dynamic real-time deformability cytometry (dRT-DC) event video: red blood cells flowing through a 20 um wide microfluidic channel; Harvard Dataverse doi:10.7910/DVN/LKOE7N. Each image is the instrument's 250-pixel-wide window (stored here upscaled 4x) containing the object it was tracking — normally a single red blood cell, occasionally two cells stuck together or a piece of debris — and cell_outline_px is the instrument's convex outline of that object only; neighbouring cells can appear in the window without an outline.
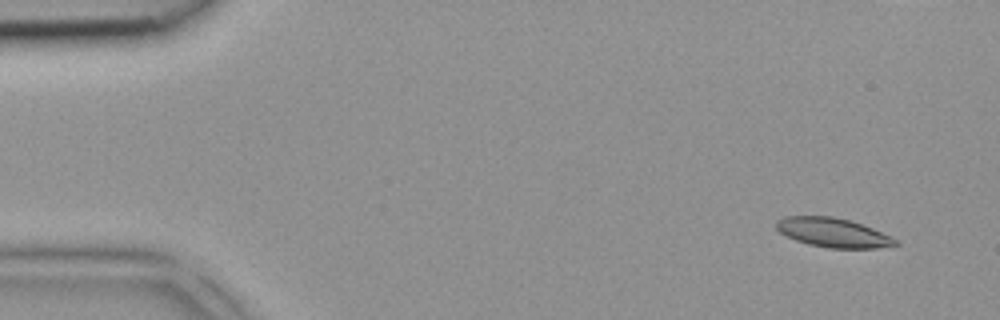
{"species": "common noctule bat (a hibernating species)", "species_latin": "Nyctalus noctula", "temperature_condition": "room temperature", "stored_images_in_passage": 5, "camera_frame_rate_fps": 3000, "um_per_image_px": 0.085, "animal": {"sex": "female", "body_mass_g": 18.4}, "frame": {"image": 1, "passage_image": 1, "time_ms": 0.0, "image_size_px": [1000, 320], "cell_outline_px": [[900, 244], [876, 248], [828, 248], [808, 244], [796, 240], [780, 232], [776, 228], [776, 220], [784, 216], [832, 216], [852, 220], [872, 228], [896, 240]], "centroid_in_image_um": [70.77, 19.76], "position_along_channel_um": 14.2, "area_um2": 20.17}}